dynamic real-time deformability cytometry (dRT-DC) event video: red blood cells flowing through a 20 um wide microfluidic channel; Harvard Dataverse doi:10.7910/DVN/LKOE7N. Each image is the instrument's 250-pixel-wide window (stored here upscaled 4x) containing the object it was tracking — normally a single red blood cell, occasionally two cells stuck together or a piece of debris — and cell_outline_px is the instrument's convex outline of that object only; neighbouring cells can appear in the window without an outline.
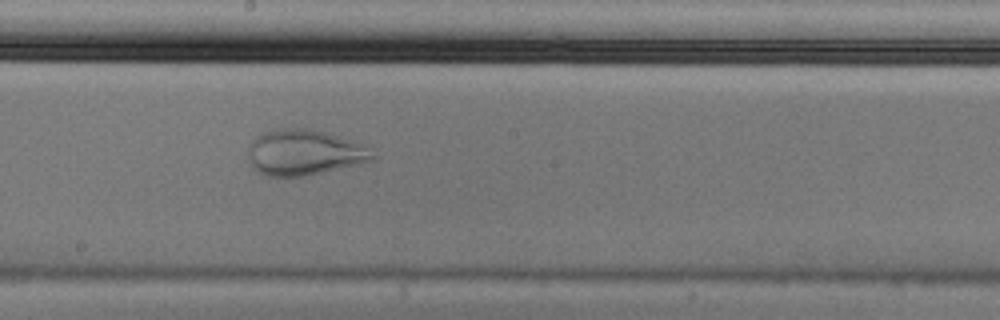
{"species": "Egyptian fruit bat (a non-hibernating species)", "species_latin": "Rousettus aegyptiacus", "temperature_condition": "cold", "stored_images_in_passage": 19, "camera_frame_rate_fps": 3000, "um_per_image_px": 0.085, "animal": {"sex": "male"}, "frame": {"image": 1, "passage_image": 13, "time_ms": 4.0, "image_size_px": [1000, 320], "cell_outline_px": [[376, 160], [304, 176], [268, 176], [260, 172], [252, 164], [252, 140], [260, 132], [284, 128], [308, 128], [324, 132], [352, 140], [364, 144], [376, 156]], "centroid_in_image_um": [25.94, 12.94], "position_along_channel_um": 222.3, "area_um2": 32.48}}
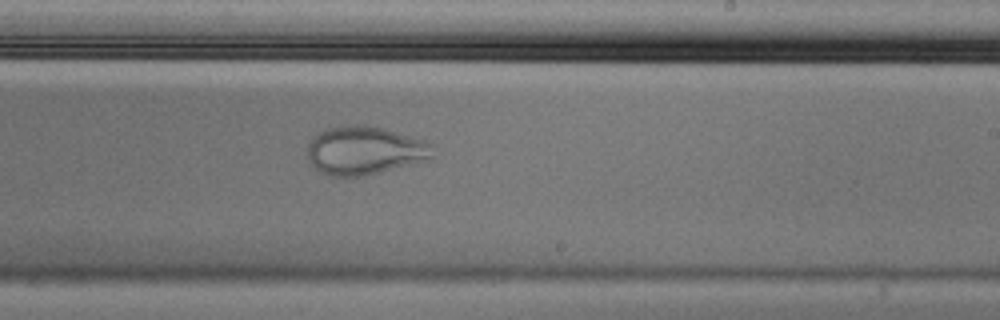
{"frame": {"image": 2, "passage_image": 16, "time_ms": 5.0, "image_size_px": [1000, 320], "cell_outline_px": [[432, 160], [360, 176], [332, 176], [320, 172], [308, 160], [308, 144], [312, 136], [316, 132], [328, 128], [352, 124], [364, 124], [384, 128], [424, 140], [432, 144]], "centroid_in_image_um": [30.99, 12.78], "position_along_channel_um": 258.0, "area_um2": 35.55}}